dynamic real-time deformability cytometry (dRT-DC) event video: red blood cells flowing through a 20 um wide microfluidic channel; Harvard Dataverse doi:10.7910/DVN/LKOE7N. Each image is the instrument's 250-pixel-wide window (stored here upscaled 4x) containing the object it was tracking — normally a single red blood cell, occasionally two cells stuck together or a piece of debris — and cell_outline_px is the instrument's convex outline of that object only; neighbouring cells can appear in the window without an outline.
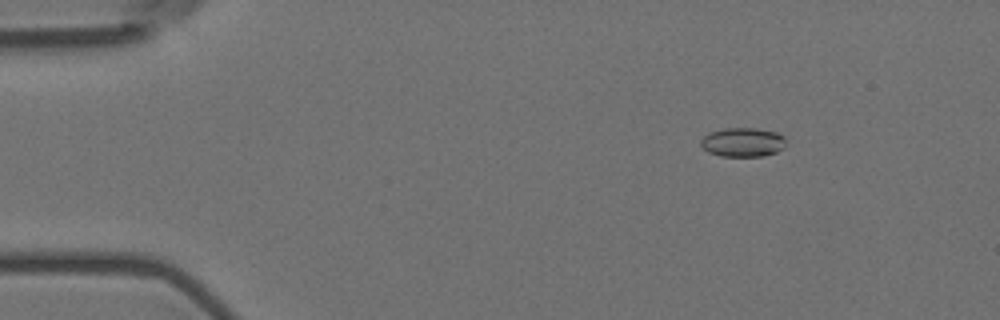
{"species": "Egyptian fruit bat (a non-hibernating species)", "species_latin": "Rousettus aegyptiacus", "temperature_condition": "room temperature", "stored_images_in_passage": 57, "camera_frame_rate_fps": 3000, "um_per_image_px": 0.085, "animal": {"sex": "female"}, "frame": {"image": 1, "passage_image": 8, "time_ms": 2.333, "image_size_px": [1000, 320], "cell_outline_px": [[788, 140], [784, 148], [776, 152], [764, 156], [720, 156], [708, 152], [700, 144], [700, 140], [708, 132], [724, 128], [756, 128], [776, 132], [784, 136]], "centroid_in_image_um": [63.16, 12.08], "position_along_channel_um": 21.8, "area_um2": 14.68}}
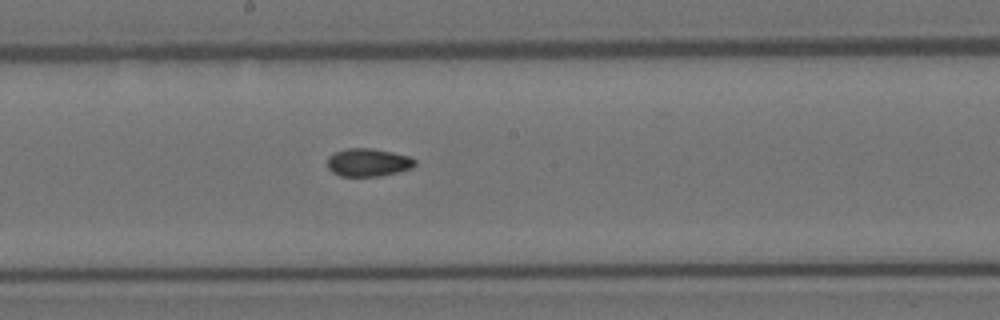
{"frame": {"image": 2, "passage_image": 31, "time_ms": 10.0, "image_size_px": [1000, 320], "cell_outline_px": [[416, 164], [412, 168], [380, 176], [340, 176], [332, 172], [328, 168], [328, 156], [344, 148], [372, 148], [392, 152], [408, 156], [416, 160]], "centroid_in_image_um": [31.28, 13.8], "position_along_channel_um": 216.9, "area_um2": 14.28}}
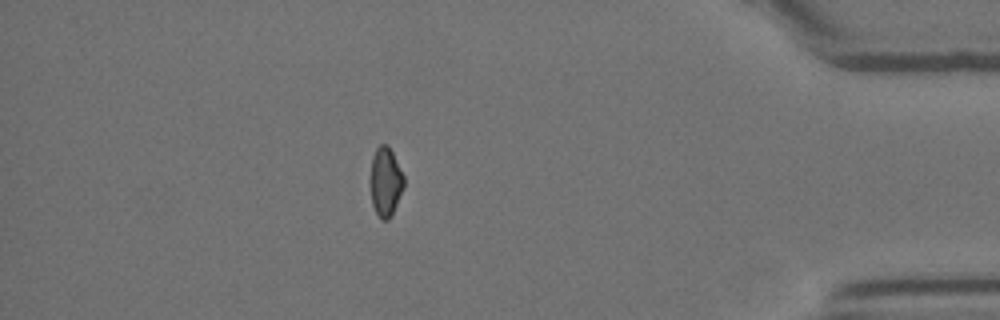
{"frame": {"image": 3, "passage_image": 50, "time_ms": 16.333, "image_size_px": [1000, 320], "cell_outline_px": [[404, 188], [388, 220], [380, 220], [372, 204], [368, 180], [372, 156], [376, 148], [380, 144], [388, 144], [404, 176]], "centroid_in_image_um": [32.73, 15.43], "position_along_channel_um": 402.5, "area_um2": 13.81}, "authors_computed_cell_mechanics": {"area_um2": 14.3922, "velocity_mm_per_s": 3.6003, "shape_relaxation_time_tau1_ms": null, "shape_relaxation_time_tau2_ms": 2.5796, "deformation_change_tau1": null, "deformation_change_tau2": 0.0649}}